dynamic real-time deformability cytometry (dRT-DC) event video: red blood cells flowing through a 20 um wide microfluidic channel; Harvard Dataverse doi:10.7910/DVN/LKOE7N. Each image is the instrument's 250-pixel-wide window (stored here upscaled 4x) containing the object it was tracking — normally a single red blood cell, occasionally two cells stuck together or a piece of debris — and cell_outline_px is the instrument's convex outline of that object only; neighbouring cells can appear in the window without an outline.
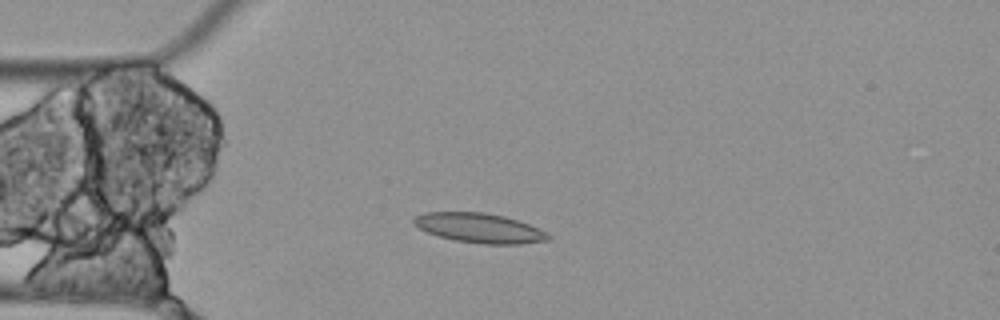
{"species": "Egyptian fruit bat (a non-hibernating species)", "species_latin": "Rousettus aegyptiacus", "temperature_condition": "cold", "stored_images_in_passage": 7, "camera_frame_rate_fps": 3000, "um_per_image_px": 0.085, "animal": {"sex": "female"}, "frame": {"image": 1, "passage_image": 4, "time_ms": 1.0, "image_size_px": [1000, 320], "cell_outline_px": [[552, 236], [548, 240], [520, 244], [480, 244], [456, 240], [440, 236], [428, 232], [412, 224], [412, 216], [424, 212], [484, 212], [504, 216], [528, 224], [548, 232]], "centroid_in_image_um": [40.74, 19.37], "position_along_channel_um": 44.3, "area_um2": 23.24}}
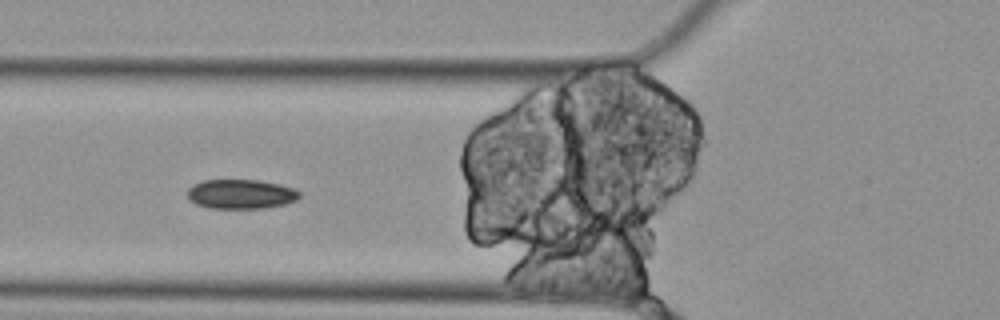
{"frame": {"image": 2, "passage_image": 6, "time_ms": 1.667, "image_size_px": [1000, 320], "cell_outline_px": [[300, 196], [296, 200], [284, 204], [264, 208], [208, 208], [196, 204], [188, 200], [188, 188], [192, 184], [204, 180], [260, 180], [280, 184], [292, 188], [300, 192]], "centroid_in_image_um": [20.45, 16.49], "position_along_channel_um": 105.4, "area_um2": 19.31}}
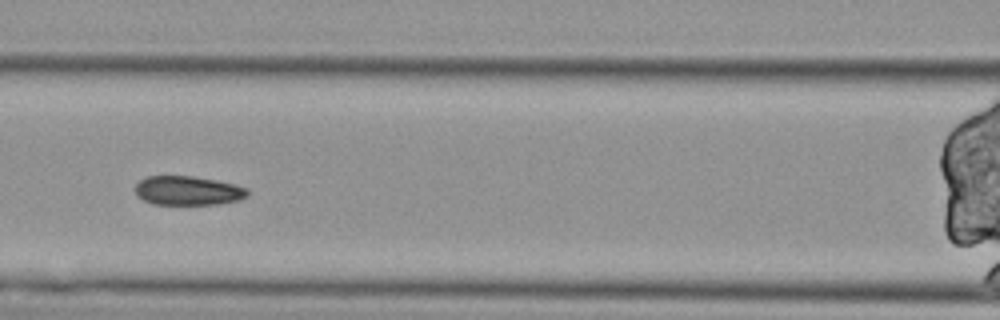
{"frame": {"image": 3, "passage_image": 7, "time_ms": 2.0, "image_size_px": [1000, 320], "cell_outline_px": [[248, 196], [240, 200], [220, 204], [152, 204], [136, 196], [136, 184], [140, 180], [148, 176], [192, 176], [216, 180], [236, 184], [248, 188]], "centroid_in_image_um": [16.0, 16.2], "position_along_channel_um": 150.6, "area_um2": 19.19}}